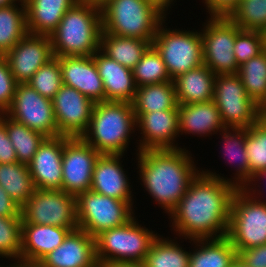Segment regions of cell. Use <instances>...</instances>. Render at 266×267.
Masks as SVG:
<instances>
[{
  "mask_svg": "<svg viewBox=\"0 0 266 267\" xmlns=\"http://www.w3.org/2000/svg\"><path fill=\"white\" fill-rule=\"evenodd\" d=\"M137 87L172 81L161 55L151 45L132 69Z\"/></svg>",
  "mask_w": 266,
  "mask_h": 267,
  "instance_id": "cell-36",
  "label": "cell"
},
{
  "mask_svg": "<svg viewBox=\"0 0 266 267\" xmlns=\"http://www.w3.org/2000/svg\"><path fill=\"white\" fill-rule=\"evenodd\" d=\"M208 16H228L240 0H202ZM208 10V11H207Z\"/></svg>",
  "mask_w": 266,
  "mask_h": 267,
  "instance_id": "cell-44",
  "label": "cell"
},
{
  "mask_svg": "<svg viewBox=\"0 0 266 267\" xmlns=\"http://www.w3.org/2000/svg\"><path fill=\"white\" fill-rule=\"evenodd\" d=\"M17 84L7 59L0 56V113H5L10 108Z\"/></svg>",
  "mask_w": 266,
  "mask_h": 267,
  "instance_id": "cell-42",
  "label": "cell"
},
{
  "mask_svg": "<svg viewBox=\"0 0 266 267\" xmlns=\"http://www.w3.org/2000/svg\"><path fill=\"white\" fill-rule=\"evenodd\" d=\"M152 41L102 33L99 50L108 58L133 69L152 45Z\"/></svg>",
  "mask_w": 266,
  "mask_h": 267,
  "instance_id": "cell-29",
  "label": "cell"
},
{
  "mask_svg": "<svg viewBox=\"0 0 266 267\" xmlns=\"http://www.w3.org/2000/svg\"><path fill=\"white\" fill-rule=\"evenodd\" d=\"M226 237L237 253L266 244V203L237 189L231 200Z\"/></svg>",
  "mask_w": 266,
  "mask_h": 267,
  "instance_id": "cell-8",
  "label": "cell"
},
{
  "mask_svg": "<svg viewBox=\"0 0 266 267\" xmlns=\"http://www.w3.org/2000/svg\"><path fill=\"white\" fill-rule=\"evenodd\" d=\"M136 214L125 224L95 236L98 264L106 262L143 263L154 239L159 235L138 222Z\"/></svg>",
  "mask_w": 266,
  "mask_h": 267,
  "instance_id": "cell-6",
  "label": "cell"
},
{
  "mask_svg": "<svg viewBox=\"0 0 266 267\" xmlns=\"http://www.w3.org/2000/svg\"><path fill=\"white\" fill-rule=\"evenodd\" d=\"M62 83L75 88L94 103L105 101L103 81L93 56L59 57Z\"/></svg>",
  "mask_w": 266,
  "mask_h": 267,
  "instance_id": "cell-20",
  "label": "cell"
},
{
  "mask_svg": "<svg viewBox=\"0 0 266 267\" xmlns=\"http://www.w3.org/2000/svg\"><path fill=\"white\" fill-rule=\"evenodd\" d=\"M236 190L234 185L200 172L168 215L170 230L179 241L226 236Z\"/></svg>",
  "mask_w": 266,
  "mask_h": 267,
  "instance_id": "cell-1",
  "label": "cell"
},
{
  "mask_svg": "<svg viewBox=\"0 0 266 267\" xmlns=\"http://www.w3.org/2000/svg\"><path fill=\"white\" fill-rule=\"evenodd\" d=\"M245 144L251 180L254 175L266 170V122L259 120L250 128H245Z\"/></svg>",
  "mask_w": 266,
  "mask_h": 267,
  "instance_id": "cell-38",
  "label": "cell"
},
{
  "mask_svg": "<svg viewBox=\"0 0 266 267\" xmlns=\"http://www.w3.org/2000/svg\"><path fill=\"white\" fill-rule=\"evenodd\" d=\"M216 74L202 64L173 80L177 104H193L213 100Z\"/></svg>",
  "mask_w": 266,
  "mask_h": 267,
  "instance_id": "cell-27",
  "label": "cell"
},
{
  "mask_svg": "<svg viewBox=\"0 0 266 267\" xmlns=\"http://www.w3.org/2000/svg\"><path fill=\"white\" fill-rule=\"evenodd\" d=\"M101 8L102 33L153 40L167 18L145 0H107Z\"/></svg>",
  "mask_w": 266,
  "mask_h": 267,
  "instance_id": "cell-5",
  "label": "cell"
},
{
  "mask_svg": "<svg viewBox=\"0 0 266 267\" xmlns=\"http://www.w3.org/2000/svg\"><path fill=\"white\" fill-rule=\"evenodd\" d=\"M237 256L250 267H266V244L242 249Z\"/></svg>",
  "mask_w": 266,
  "mask_h": 267,
  "instance_id": "cell-43",
  "label": "cell"
},
{
  "mask_svg": "<svg viewBox=\"0 0 266 267\" xmlns=\"http://www.w3.org/2000/svg\"><path fill=\"white\" fill-rule=\"evenodd\" d=\"M135 117L136 131L141 135L134 142L137 144L135 154L144 150L181 149L183 147L180 143L178 144L179 140H176L179 137L178 104L170 110H157L135 115Z\"/></svg>",
  "mask_w": 266,
  "mask_h": 267,
  "instance_id": "cell-15",
  "label": "cell"
},
{
  "mask_svg": "<svg viewBox=\"0 0 266 267\" xmlns=\"http://www.w3.org/2000/svg\"><path fill=\"white\" fill-rule=\"evenodd\" d=\"M18 162L6 125L0 120V163Z\"/></svg>",
  "mask_w": 266,
  "mask_h": 267,
  "instance_id": "cell-45",
  "label": "cell"
},
{
  "mask_svg": "<svg viewBox=\"0 0 266 267\" xmlns=\"http://www.w3.org/2000/svg\"><path fill=\"white\" fill-rule=\"evenodd\" d=\"M264 34V43H265V49H266V29L263 31Z\"/></svg>",
  "mask_w": 266,
  "mask_h": 267,
  "instance_id": "cell-55",
  "label": "cell"
},
{
  "mask_svg": "<svg viewBox=\"0 0 266 267\" xmlns=\"http://www.w3.org/2000/svg\"><path fill=\"white\" fill-rule=\"evenodd\" d=\"M261 181H263L266 185V170L260 171L254 175L250 182L243 189L246 190L251 196H254L263 203H266V199H264V197L266 198V195L264 194L266 193V190H264V188L266 189V186L263 184V182L261 183ZM261 184L263 185V188Z\"/></svg>",
  "mask_w": 266,
  "mask_h": 267,
  "instance_id": "cell-46",
  "label": "cell"
},
{
  "mask_svg": "<svg viewBox=\"0 0 266 267\" xmlns=\"http://www.w3.org/2000/svg\"><path fill=\"white\" fill-rule=\"evenodd\" d=\"M79 0H24L28 33L50 36L62 17Z\"/></svg>",
  "mask_w": 266,
  "mask_h": 267,
  "instance_id": "cell-26",
  "label": "cell"
},
{
  "mask_svg": "<svg viewBox=\"0 0 266 267\" xmlns=\"http://www.w3.org/2000/svg\"><path fill=\"white\" fill-rule=\"evenodd\" d=\"M174 238L159 234L143 261L144 267H189L190 249L183 248L184 240L178 242V237Z\"/></svg>",
  "mask_w": 266,
  "mask_h": 267,
  "instance_id": "cell-30",
  "label": "cell"
},
{
  "mask_svg": "<svg viewBox=\"0 0 266 267\" xmlns=\"http://www.w3.org/2000/svg\"><path fill=\"white\" fill-rule=\"evenodd\" d=\"M95 267H103L102 265H100V264H97Z\"/></svg>",
  "mask_w": 266,
  "mask_h": 267,
  "instance_id": "cell-56",
  "label": "cell"
},
{
  "mask_svg": "<svg viewBox=\"0 0 266 267\" xmlns=\"http://www.w3.org/2000/svg\"><path fill=\"white\" fill-rule=\"evenodd\" d=\"M166 18L158 27L152 45L161 55L171 80L203 64L200 29L167 28Z\"/></svg>",
  "mask_w": 266,
  "mask_h": 267,
  "instance_id": "cell-7",
  "label": "cell"
},
{
  "mask_svg": "<svg viewBox=\"0 0 266 267\" xmlns=\"http://www.w3.org/2000/svg\"><path fill=\"white\" fill-rule=\"evenodd\" d=\"M27 84L43 97L52 100L63 85L59 57L52 58L40 67Z\"/></svg>",
  "mask_w": 266,
  "mask_h": 267,
  "instance_id": "cell-40",
  "label": "cell"
},
{
  "mask_svg": "<svg viewBox=\"0 0 266 267\" xmlns=\"http://www.w3.org/2000/svg\"><path fill=\"white\" fill-rule=\"evenodd\" d=\"M178 110L179 137L185 134L201 138L212 137L226 127L213 101L178 104Z\"/></svg>",
  "mask_w": 266,
  "mask_h": 267,
  "instance_id": "cell-24",
  "label": "cell"
},
{
  "mask_svg": "<svg viewBox=\"0 0 266 267\" xmlns=\"http://www.w3.org/2000/svg\"><path fill=\"white\" fill-rule=\"evenodd\" d=\"M124 156L100 154L94 165L90 190L118 200L134 201L133 184L127 170L123 169Z\"/></svg>",
  "mask_w": 266,
  "mask_h": 267,
  "instance_id": "cell-18",
  "label": "cell"
},
{
  "mask_svg": "<svg viewBox=\"0 0 266 267\" xmlns=\"http://www.w3.org/2000/svg\"><path fill=\"white\" fill-rule=\"evenodd\" d=\"M218 133L216 135L221 137L220 144L222 143V149L219 152L223 153L221 155L224 157V160L227 159L225 163H228L234 169L235 172L232 174L234 176L231 175L228 178L224 174H221L223 177L219 173L217 174L215 170L203 169L202 167L201 172L215 178H220L234 185L237 189H243L250 182L248 156L245 151V128L225 127Z\"/></svg>",
  "mask_w": 266,
  "mask_h": 267,
  "instance_id": "cell-21",
  "label": "cell"
},
{
  "mask_svg": "<svg viewBox=\"0 0 266 267\" xmlns=\"http://www.w3.org/2000/svg\"><path fill=\"white\" fill-rule=\"evenodd\" d=\"M0 185L22 207L35 191L27 164L0 163Z\"/></svg>",
  "mask_w": 266,
  "mask_h": 267,
  "instance_id": "cell-33",
  "label": "cell"
},
{
  "mask_svg": "<svg viewBox=\"0 0 266 267\" xmlns=\"http://www.w3.org/2000/svg\"><path fill=\"white\" fill-rule=\"evenodd\" d=\"M71 232L65 227L22 223V247L20 259L41 261L60 246Z\"/></svg>",
  "mask_w": 266,
  "mask_h": 267,
  "instance_id": "cell-25",
  "label": "cell"
},
{
  "mask_svg": "<svg viewBox=\"0 0 266 267\" xmlns=\"http://www.w3.org/2000/svg\"><path fill=\"white\" fill-rule=\"evenodd\" d=\"M101 8L78 1L50 35L54 57L91 56L100 49Z\"/></svg>",
  "mask_w": 266,
  "mask_h": 267,
  "instance_id": "cell-4",
  "label": "cell"
},
{
  "mask_svg": "<svg viewBox=\"0 0 266 267\" xmlns=\"http://www.w3.org/2000/svg\"><path fill=\"white\" fill-rule=\"evenodd\" d=\"M79 1L88 2L91 4L102 6L107 0H79Z\"/></svg>",
  "mask_w": 266,
  "mask_h": 267,
  "instance_id": "cell-54",
  "label": "cell"
},
{
  "mask_svg": "<svg viewBox=\"0 0 266 267\" xmlns=\"http://www.w3.org/2000/svg\"><path fill=\"white\" fill-rule=\"evenodd\" d=\"M63 136L46 138L28 164L36 189L61 190Z\"/></svg>",
  "mask_w": 266,
  "mask_h": 267,
  "instance_id": "cell-19",
  "label": "cell"
},
{
  "mask_svg": "<svg viewBox=\"0 0 266 267\" xmlns=\"http://www.w3.org/2000/svg\"><path fill=\"white\" fill-rule=\"evenodd\" d=\"M147 2H150L152 5L157 7L162 13H164L166 16L170 14L171 10L173 7L172 5L175 6L174 3H176V0H145ZM168 10H170L168 12Z\"/></svg>",
  "mask_w": 266,
  "mask_h": 267,
  "instance_id": "cell-48",
  "label": "cell"
},
{
  "mask_svg": "<svg viewBox=\"0 0 266 267\" xmlns=\"http://www.w3.org/2000/svg\"><path fill=\"white\" fill-rule=\"evenodd\" d=\"M52 104L58 136L81 137L87 131L95 104L90 98L63 84Z\"/></svg>",
  "mask_w": 266,
  "mask_h": 267,
  "instance_id": "cell-16",
  "label": "cell"
},
{
  "mask_svg": "<svg viewBox=\"0 0 266 267\" xmlns=\"http://www.w3.org/2000/svg\"><path fill=\"white\" fill-rule=\"evenodd\" d=\"M22 223L78 229L76 197L62 190H40L21 207Z\"/></svg>",
  "mask_w": 266,
  "mask_h": 267,
  "instance_id": "cell-10",
  "label": "cell"
},
{
  "mask_svg": "<svg viewBox=\"0 0 266 267\" xmlns=\"http://www.w3.org/2000/svg\"><path fill=\"white\" fill-rule=\"evenodd\" d=\"M92 56L103 81L105 101L132 103L137 91L132 69L108 58L100 50Z\"/></svg>",
  "mask_w": 266,
  "mask_h": 267,
  "instance_id": "cell-23",
  "label": "cell"
},
{
  "mask_svg": "<svg viewBox=\"0 0 266 267\" xmlns=\"http://www.w3.org/2000/svg\"><path fill=\"white\" fill-rule=\"evenodd\" d=\"M237 74L248 96L259 105L266 97V49L239 66Z\"/></svg>",
  "mask_w": 266,
  "mask_h": 267,
  "instance_id": "cell-35",
  "label": "cell"
},
{
  "mask_svg": "<svg viewBox=\"0 0 266 267\" xmlns=\"http://www.w3.org/2000/svg\"><path fill=\"white\" fill-rule=\"evenodd\" d=\"M135 132L132 103L103 101L94 104L89 127L81 138L100 154L126 155Z\"/></svg>",
  "mask_w": 266,
  "mask_h": 267,
  "instance_id": "cell-3",
  "label": "cell"
},
{
  "mask_svg": "<svg viewBox=\"0 0 266 267\" xmlns=\"http://www.w3.org/2000/svg\"><path fill=\"white\" fill-rule=\"evenodd\" d=\"M227 17L240 29L263 32L266 29V0H240Z\"/></svg>",
  "mask_w": 266,
  "mask_h": 267,
  "instance_id": "cell-37",
  "label": "cell"
},
{
  "mask_svg": "<svg viewBox=\"0 0 266 267\" xmlns=\"http://www.w3.org/2000/svg\"><path fill=\"white\" fill-rule=\"evenodd\" d=\"M99 156L100 153L81 137L63 136L61 190L75 197L90 190Z\"/></svg>",
  "mask_w": 266,
  "mask_h": 267,
  "instance_id": "cell-14",
  "label": "cell"
},
{
  "mask_svg": "<svg viewBox=\"0 0 266 267\" xmlns=\"http://www.w3.org/2000/svg\"><path fill=\"white\" fill-rule=\"evenodd\" d=\"M134 201H122L88 190L76 197L78 229L95 237L127 223L134 215Z\"/></svg>",
  "mask_w": 266,
  "mask_h": 267,
  "instance_id": "cell-9",
  "label": "cell"
},
{
  "mask_svg": "<svg viewBox=\"0 0 266 267\" xmlns=\"http://www.w3.org/2000/svg\"><path fill=\"white\" fill-rule=\"evenodd\" d=\"M193 245L190 251L189 267H230L237 257V251L229 239H185Z\"/></svg>",
  "mask_w": 266,
  "mask_h": 267,
  "instance_id": "cell-28",
  "label": "cell"
},
{
  "mask_svg": "<svg viewBox=\"0 0 266 267\" xmlns=\"http://www.w3.org/2000/svg\"><path fill=\"white\" fill-rule=\"evenodd\" d=\"M0 217H21V207L0 185Z\"/></svg>",
  "mask_w": 266,
  "mask_h": 267,
  "instance_id": "cell-47",
  "label": "cell"
},
{
  "mask_svg": "<svg viewBox=\"0 0 266 267\" xmlns=\"http://www.w3.org/2000/svg\"><path fill=\"white\" fill-rule=\"evenodd\" d=\"M22 247V216L0 217V258L20 259Z\"/></svg>",
  "mask_w": 266,
  "mask_h": 267,
  "instance_id": "cell-39",
  "label": "cell"
},
{
  "mask_svg": "<svg viewBox=\"0 0 266 267\" xmlns=\"http://www.w3.org/2000/svg\"><path fill=\"white\" fill-rule=\"evenodd\" d=\"M226 127L250 128L259 121L258 105L248 96L238 74H219L213 100Z\"/></svg>",
  "mask_w": 266,
  "mask_h": 267,
  "instance_id": "cell-12",
  "label": "cell"
},
{
  "mask_svg": "<svg viewBox=\"0 0 266 267\" xmlns=\"http://www.w3.org/2000/svg\"><path fill=\"white\" fill-rule=\"evenodd\" d=\"M45 267H95V237L86 231H71L63 243L40 261Z\"/></svg>",
  "mask_w": 266,
  "mask_h": 267,
  "instance_id": "cell-22",
  "label": "cell"
},
{
  "mask_svg": "<svg viewBox=\"0 0 266 267\" xmlns=\"http://www.w3.org/2000/svg\"><path fill=\"white\" fill-rule=\"evenodd\" d=\"M27 33L24 0L0 8V56H4Z\"/></svg>",
  "mask_w": 266,
  "mask_h": 267,
  "instance_id": "cell-31",
  "label": "cell"
},
{
  "mask_svg": "<svg viewBox=\"0 0 266 267\" xmlns=\"http://www.w3.org/2000/svg\"><path fill=\"white\" fill-rule=\"evenodd\" d=\"M265 50L264 34L261 31L240 29L236 25L234 55L238 66Z\"/></svg>",
  "mask_w": 266,
  "mask_h": 267,
  "instance_id": "cell-41",
  "label": "cell"
},
{
  "mask_svg": "<svg viewBox=\"0 0 266 267\" xmlns=\"http://www.w3.org/2000/svg\"><path fill=\"white\" fill-rule=\"evenodd\" d=\"M4 57L19 83H27L35 72L54 58L50 36L27 33Z\"/></svg>",
  "mask_w": 266,
  "mask_h": 267,
  "instance_id": "cell-17",
  "label": "cell"
},
{
  "mask_svg": "<svg viewBox=\"0 0 266 267\" xmlns=\"http://www.w3.org/2000/svg\"><path fill=\"white\" fill-rule=\"evenodd\" d=\"M259 120L266 122V97L258 105Z\"/></svg>",
  "mask_w": 266,
  "mask_h": 267,
  "instance_id": "cell-51",
  "label": "cell"
},
{
  "mask_svg": "<svg viewBox=\"0 0 266 267\" xmlns=\"http://www.w3.org/2000/svg\"><path fill=\"white\" fill-rule=\"evenodd\" d=\"M101 265L103 267H144L143 263H130V262H106Z\"/></svg>",
  "mask_w": 266,
  "mask_h": 267,
  "instance_id": "cell-50",
  "label": "cell"
},
{
  "mask_svg": "<svg viewBox=\"0 0 266 267\" xmlns=\"http://www.w3.org/2000/svg\"><path fill=\"white\" fill-rule=\"evenodd\" d=\"M132 105L135 115L173 109L177 105L173 80L137 87Z\"/></svg>",
  "mask_w": 266,
  "mask_h": 267,
  "instance_id": "cell-32",
  "label": "cell"
},
{
  "mask_svg": "<svg viewBox=\"0 0 266 267\" xmlns=\"http://www.w3.org/2000/svg\"><path fill=\"white\" fill-rule=\"evenodd\" d=\"M0 120L6 125L18 162L28 165L47 137L11 119L5 113H0Z\"/></svg>",
  "mask_w": 266,
  "mask_h": 267,
  "instance_id": "cell-34",
  "label": "cell"
},
{
  "mask_svg": "<svg viewBox=\"0 0 266 267\" xmlns=\"http://www.w3.org/2000/svg\"><path fill=\"white\" fill-rule=\"evenodd\" d=\"M19 0H0V8L17 3Z\"/></svg>",
  "mask_w": 266,
  "mask_h": 267,
  "instance_id": "cell-53",
  "label": "cell"
},
{
  "mask_svg": "<svg viewBox=\"0 0 266 267\" xmlns=\"http://www.w3.org/2000/svg\"><path fill=\"white\" fill-rule=\"evenodd\" d=\"M5 114L47 138L58 136L52 100L27 83L17 84L13 102Z\"/></svg>",
  "mask_w": 266,
  "mask_h": 267,
  "instance_id": "cell-13",
  "label": "cell"
},
{
  "mask_svg": "<svg viewBox=\"0 0 266 267\" xmlns=\"http://www.w3.org/2000/svg\"><path fill=\"white\" fill-rule=\"evenodd\" d=\"M189 150L184 145L181 149L144 150L136 154V169L141 180L138 182L167 215L201 172Z\"/></svg>",
  "mask_w": 266,
  "mask_h": 267,
  "instance_id": "cell-2",
  "label": "cell"
},
{
  "mask_svg": "<svg viewBox=\"0 0 266 267\" xmlns=\"http://www.w3.org/2000/svg\"><path fill=\"white\" fill-rule=\"evenodd\" d=\"M200 27L203 43V64L213 73L237 74L234 55L236 24L226 16H207Z\"/></svg>",
  "mask_w": 266,
  "mask_h": 267,
  "instance_id": "cell-11",
  "label": "cell"
},
{
  "mask_svg": "<svg viewBox=\"0 0 266 267\" xmlns=\"http://www.w3.org/2000/svg\"><path fill=\"white\" fill-rule=\"evenodd\" d=\"M230 267H250L247 264H245L238 256L235 258V260L232 262Z\"/></svg>",
  "mask_w": 266,
  "mask_h": 267,
  "instance_id": "cell-52",
  "label": "cell"
},
{
  "mask_svg": "<svg viewBox=\"0 0 266 267\" xmlns=\"http://www.w3.org/2000/svg\"><path fill=\"white\" fill-rule=\"evenodd\" d=\"M13 263L7 265V267H45L40 261H28L23 259H17L12 261Z\"/></svg>",
  "mask_w": 266,
  "mask_h": 267,
  "instance_id": "cell-49",
  "label": "cell"
}]
</instances>
